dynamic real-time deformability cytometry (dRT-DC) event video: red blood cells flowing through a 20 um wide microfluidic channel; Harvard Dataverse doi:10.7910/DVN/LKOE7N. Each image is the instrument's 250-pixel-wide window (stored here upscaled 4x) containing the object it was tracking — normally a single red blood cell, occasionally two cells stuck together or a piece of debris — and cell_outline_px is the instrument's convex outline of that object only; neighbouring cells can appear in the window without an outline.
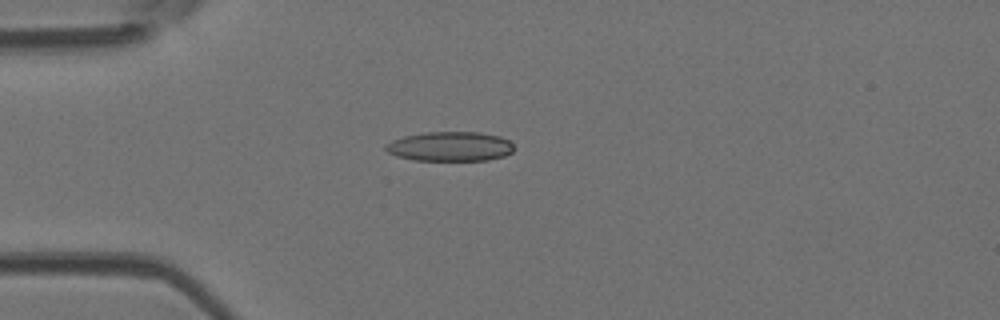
{"species": "Egyptian fruit bat (a non-hibernating species)", "species_latin": "Rousettus aegyptiacus", "temperature_condition": "room temperature", "stored_images_in_passage": 4, "camera_frame_rate_fps": 3000, "um_per_image_px": 0.085, "animal": {"sex": "female"}, "frame": {"image": 1, "passage_image": 4, "time_ms": 1.0, "image_size_px": [1000, 320], "cell_outline_px": [[512, 152], [504, 156], [488, 160], [416, 160], [396, 156], [388, 152], [384, 148], [384, 144], [392, 140], [404, 136], [424, 132], [480, 132], [500, 136], [508, 140], [512, 144]], "centroid_in_image_um": [38.23, 12.44], "position_along_channel_um": 46.8, "area_um2": 22.08}}